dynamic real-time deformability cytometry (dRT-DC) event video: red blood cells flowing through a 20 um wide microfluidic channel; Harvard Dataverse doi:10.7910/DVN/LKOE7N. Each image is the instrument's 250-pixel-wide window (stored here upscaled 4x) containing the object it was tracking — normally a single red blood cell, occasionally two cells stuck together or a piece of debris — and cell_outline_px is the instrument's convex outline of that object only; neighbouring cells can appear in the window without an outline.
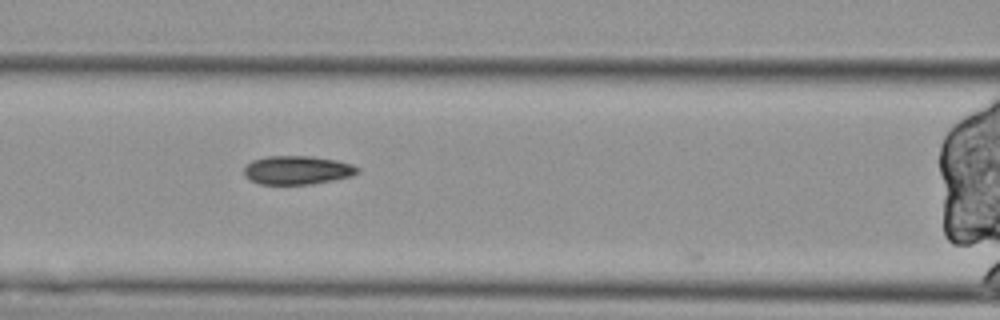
{"species": "Egyptian fruit bat (a non-hibernating species)", "species_latin": "Rousettus aegyptiacus", "temperature_condition": "cold", "stored_images_in_passage": 15, "camera_frame_rate_fps": 3000, "um_per_image_px": 0.085, "animal": {"sex": "female"}, "frame": {"image": 1, "passage_image": 12, "time_ms": 3.667, "image_size_px": [1000, 320], "cell_outline_px": [[360, 172], [352, 176], [332, 180], [308, 184], [260, 184], [244, 176], [244, 164], [252, 160], [264, 156], [308, 156], [336, 160], [352, 164], [360, 168]], "centroid_in_image_um": [25.25, 14.45], "position_along_channel_um": 141.4, "area_um2": 19.02}}